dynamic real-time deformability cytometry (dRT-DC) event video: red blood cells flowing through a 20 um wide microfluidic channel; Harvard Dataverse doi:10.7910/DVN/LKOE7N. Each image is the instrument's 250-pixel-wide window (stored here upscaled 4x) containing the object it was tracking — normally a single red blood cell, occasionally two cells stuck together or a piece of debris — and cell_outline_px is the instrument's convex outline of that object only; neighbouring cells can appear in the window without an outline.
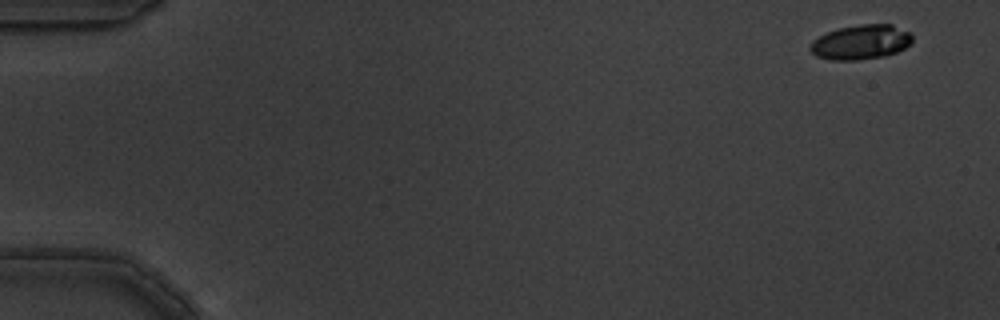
{"species": "common noctule bat (a hibernating species)", "species_latin": "Nyctalus noctula", "temperature_condition": "warm", "stored_images_in_passage": 6, "segment_of_instrument_passage": [1, 2], "camera_frame_rate_fps": 3000, "um_per_image_px": 0.085, "animal": {"sex": "male", "body_mass_g": 19.5, "forearm_length_mm": 54.6}, "frame": {"image": 1, "passage_image": 1, "time_ms": 0.0, "image_size_px": [1000, 320], "cell_outline_px": [[912, 40], [904, 48], [896, 52], [884, 56], [856, 60], [832, 60], [816, 56], [808, 48], [812, 40], [836, 28], [860, 24], [892, 24], [912, 32]], "centroid_in_image_um": [73.17, 3.57], "position_along_channel_um": 11.8, "area_um2": 20.69}}
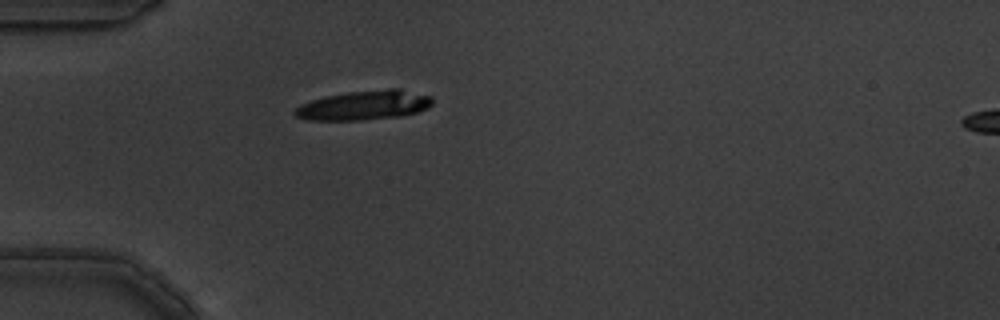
{"frame": {"image": 2, "passage_image": 5, "time_ms": 1.333, "image_size_px": [1000, 320], "cell_outline_px": [[432, 104], [428, 108], [416, 112], [400, 116], [360, 120], [308, 120], [296, 116], [292, 112], [300, 104], [324, 96], [348, 92], [388, 88], [400, 88], [432, 96]], "centroid_in_image_um": [30.96, 8.93], "position_along_channel_um": 54.0, "area_um2": 23.7}}